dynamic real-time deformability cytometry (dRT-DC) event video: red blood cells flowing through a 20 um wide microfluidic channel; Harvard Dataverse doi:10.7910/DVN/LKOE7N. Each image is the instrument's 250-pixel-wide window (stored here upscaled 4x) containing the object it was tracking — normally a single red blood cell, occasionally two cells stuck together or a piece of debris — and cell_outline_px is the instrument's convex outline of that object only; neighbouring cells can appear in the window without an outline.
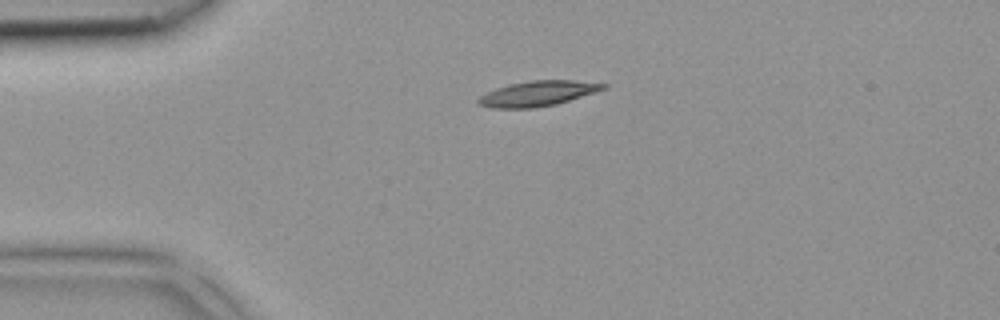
{"species": "common noctule bat (a hibernating species)", "species_latin": "Nyctalus noctula", "temperature_condition": "room temperature", "stored_images_in_passage": 3, "camera_frame_rate_fps": 3000, "um_per_image_px": 0.085, "animal": {"sex": "female", "body_mass_g": 18.4}, "frame": {"image": 1, "passage_image": 1, "time_ms": 0.0, "image_size_px": [1000, 320], "cell_outline_px": [[608, 88], [596, 92], [556, 104], [532, 108], [492, 108], [476, 104], [476, 100], [480, 96], [496, 88], [508, 84], [532, 80], [576, 80], [608, 84]], "centroid_in_image_um": [45.71, 7.94], "position_along_channel_um": 39.3, "area_um2": 18.44}}
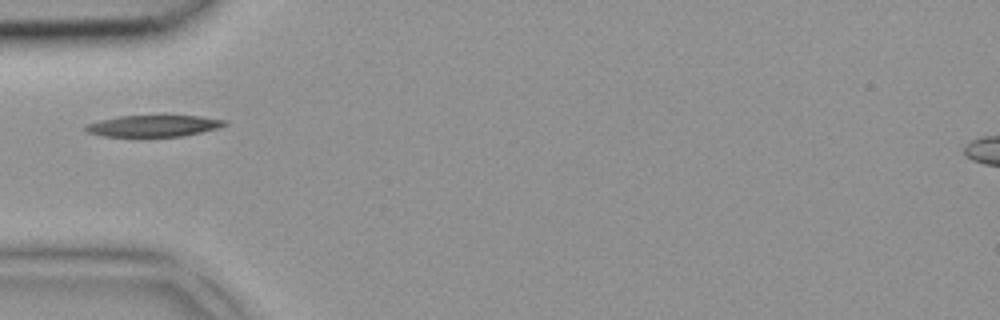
{"frame": {"image": 2, "passage_image": 2, "time_ms": 0.333, "image_size_px": [1000, 320], "cell_outline_px": [[228, 124], [220, 128], [184, 136], [104, 136], [88, 132], [84, 128], [88, 124], [100, 120], [120, 116], [200, 116], [228, 120]], "centroid_in_image_um": [13.14, 10.7], "position_along_channel_um": 71.9, "area_um2": 17.28}}